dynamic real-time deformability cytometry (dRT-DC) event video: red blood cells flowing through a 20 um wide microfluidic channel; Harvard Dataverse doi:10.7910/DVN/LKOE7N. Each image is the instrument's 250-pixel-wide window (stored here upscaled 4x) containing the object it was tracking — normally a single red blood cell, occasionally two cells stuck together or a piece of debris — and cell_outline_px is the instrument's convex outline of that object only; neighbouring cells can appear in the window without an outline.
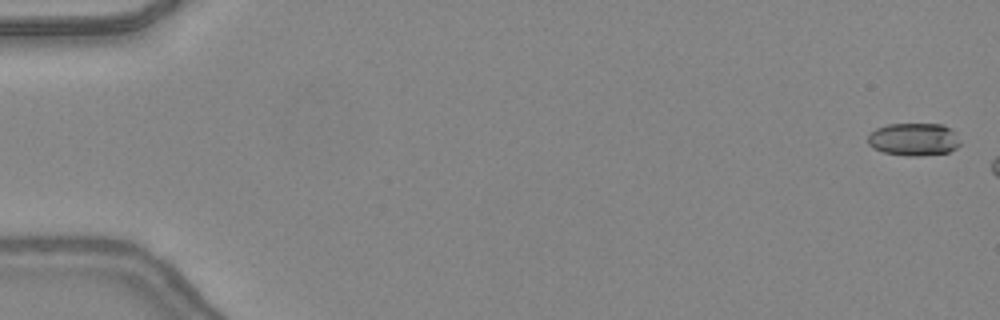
{"species": "common noctule bat (a hibernating species)", "species_latin": "Nyctalus noctula", "temperature_condition": "warm", "stored_images_in_passage": 6, "camera_frame_rate_fps": 3000, "um_per_image_px": 0.085, "animal": {"sex": "female", "body_mass_g": 24.6, "forearm_length_mm": 56.2}, "frame": {"image": 1, "passage_image": 1, "time_ms": 0.0, "image_size_px": [1000, 320], "cell_outline_px": [[960, 144], [956, 148], [948, 152], [920, 156], [908, 156], [884, 152], [872, 148], [868, 144], [868, 136], [876, 128], [888, 124], [944, 124], [952, 128], [956, 132]], "centroid_in_image_um": [77.69, 11.84], "position_along_channel_um": 7.3, "area_um2": 17.74}}